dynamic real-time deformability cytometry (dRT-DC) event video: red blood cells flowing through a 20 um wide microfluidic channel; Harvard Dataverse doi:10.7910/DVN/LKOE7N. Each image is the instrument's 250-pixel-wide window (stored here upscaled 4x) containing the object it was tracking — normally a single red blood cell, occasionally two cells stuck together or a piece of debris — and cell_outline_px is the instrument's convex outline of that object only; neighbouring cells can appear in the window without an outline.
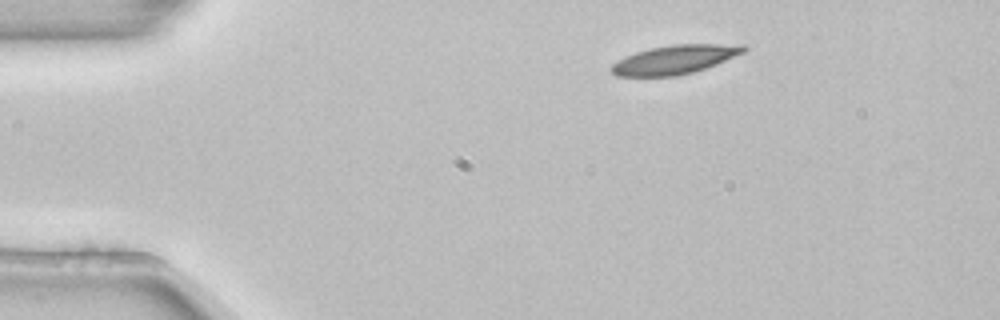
{"species": "common noctule bat (a hibernating species)", "species_latin": "Nyctalus noctula", "temperature_condition": "room temperature", "stored_images_in_passage": 3, "camera_frame_rate_fps": 3000, "um_per_image_px": 0.085, "animal": {"sex": "female", "body_mass_g": 22.7, "forearm_length_mm": 54.2}, "frame": {"image": 1, "passage_image": 1, "time_ms": 0.0, "image_size_px": [1000, 320], "cell_outline_px": [[748, 48], [744, 52], [716, 64], [692, 72], [676, 76], [616, 76], [608, 68], [612, 64], [624, 56], [636, 52], [652, 48], [672, 44], [744, 44]], "centroid_in_image_um": [57.34, 5.06], "position_along_channel_um": 27.7, "area_um2": 22.2}}